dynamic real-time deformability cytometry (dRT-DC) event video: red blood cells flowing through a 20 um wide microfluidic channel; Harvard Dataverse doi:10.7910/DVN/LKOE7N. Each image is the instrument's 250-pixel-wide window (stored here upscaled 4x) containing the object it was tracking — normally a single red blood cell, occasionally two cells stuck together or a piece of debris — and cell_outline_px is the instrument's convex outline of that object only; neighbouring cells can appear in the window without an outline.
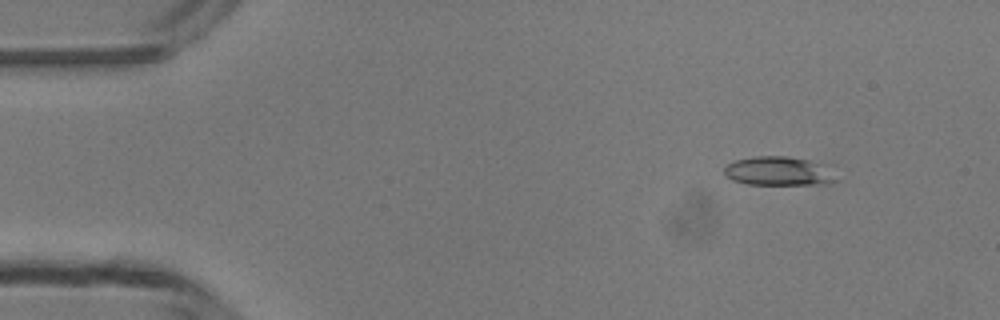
{"species": "common noctule bat (a hibernating species)", "species_latin": "Nyctalus noctula", "temperature_condition": "room temperature", "stored_images_in_passage": 5, "camera_frame_rate_fps": 3000, "um_per_image_px": 0.085, "animal": {"sex": "male", "body_mass_g": 13.3}, "frame": {"image": 1, "passage_image": 2, "time_ms": 1.333, "image_size_px": [1000, 320], "cell_outline_px": [[840, 180], [832, 184], [748, 184], [732, 180], [724, 176], [724, 168], [728, 164], [736, 160], [752, 156], [784, 156], [836, 164]], "centroid_in_image_um": [66.41, 14.54], "position_along_channel_um": 18.6, "area_um2": 19.94}}
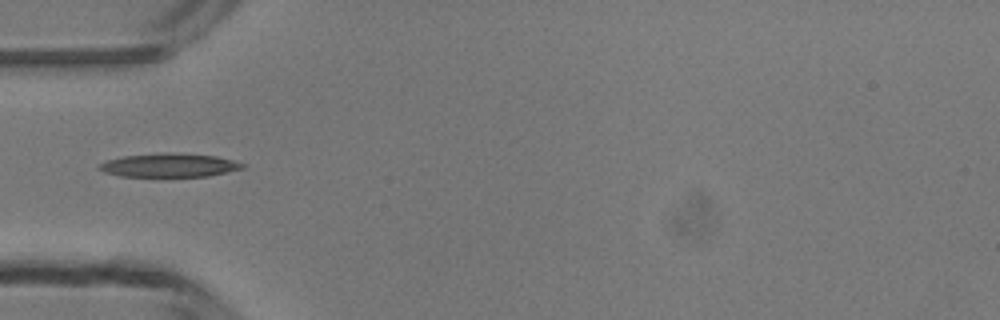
{"frame": {"image": 2, "passage_image": 5, "time_ms": 4.667, "image_size_px": [1000, 320], "cell_outline_px": [[244, 168], [208, 176], [120, 176], [104, 172], [96, 168], [100, 164], [108, 160], [124, 156], [160, 152], [172, 152], [216, 156], [232, 160], [244, 164]], "centroid_in_image_um": [14.36, 14.03], "position_along_channel_um": 70.6, "area_um2": 19.65}}